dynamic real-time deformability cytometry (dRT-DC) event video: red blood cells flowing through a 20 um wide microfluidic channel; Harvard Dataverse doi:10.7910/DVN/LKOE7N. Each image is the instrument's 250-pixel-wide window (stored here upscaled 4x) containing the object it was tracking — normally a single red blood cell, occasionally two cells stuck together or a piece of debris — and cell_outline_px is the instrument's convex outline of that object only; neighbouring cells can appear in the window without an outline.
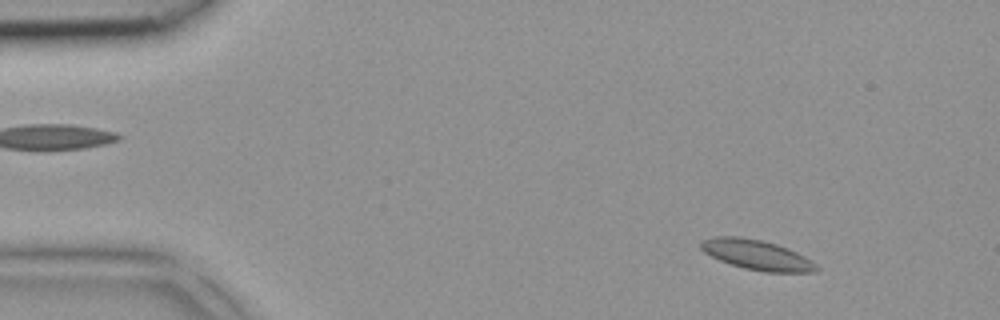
{"species": "common noctule bat (a hibernating species)", "species_latin": "Nyctalus noctula", "temperature_condition": "room temperature", "stored_images_in_passage": 1, "camera_frame_rate_fps": 3000, "um_per_image_px": 0.085, "animal": {"sex": "female", "body_mass_g": 18.4}, "frame": {"image": 1, "passage_image": 1, "time_ms": 0.0, "image_size_px": [1000, 320], "cell_outline_px": [[820, 268], [816, 272], [764, 272], [744, 268], [720, 260], [704, 252], [700, 248], [700, 240], [712, 236], [740, 236], [760, 240], [776, 244], [788, 248], [804, 256], [816, 264]], "centroid_in_image_um": [64.31, 21.65], "position_along_channel_um": 20.7, "area_um2": 20.17}}